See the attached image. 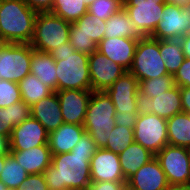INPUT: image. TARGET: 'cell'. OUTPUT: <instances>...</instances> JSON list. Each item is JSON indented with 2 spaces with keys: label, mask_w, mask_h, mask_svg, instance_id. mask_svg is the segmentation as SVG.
<instances>
[{
  "label": "cell",
  "mask_w": 190,
  "mask_h": 190,
  "mask_svg": "<svg viewBox=\"0 0 190 190\" xmlns=\"http://www.w3.org/2000/svg\"><path fill=\"white\" fill-rule=\"evenodd\" d=\"M97 150V144L85 132L71 152L52 154L51 164L43 172L48 190H86L91 183V157Z\"/></svg>",
  "instance_id": "1"
},
{
  "label": "cell",
  "mask_w": 190,
  "mask_h": 190,
  "mask_svg": "<svg viewBox=\"0 0 190 190\" xmlns=\"http://www.w3.org/2000/svg\"><path fill=\"white\" fill-rule=\"evenodd\" d=\"M56 63L57 91L92 90L88 54L80 53L66 42L50 52Z\"/></svg>",
  "instance_id": "2"
},
{
  "label": "cell",
  "mask_w": 190,
  "mask_h": 190,
  "mask_svg": "<svg viewBox=\"0 0 190 190\" xmlns=\"http://www.w3.org/2000/svg\"><path fill=\"white\" fill-rule=\"evenodd\" d=\"M36 15L24 0H0V37L7 43L29 44Z\"/></svg>",
  "instance_id": "3"
},
{
  "label": "cell",
  "mask_w": 190,
  "mask_h": 190,
  "mask_svg": "<svg viewBox=\"0 0 190 190\" xmlns=\"http://www.w3.org/2000/svg\"><path fill=\"white\" fill-rule=\"evenodd\" d=\"M115 113V106L106 91H92L83 127L98 148L107 145L110 132L116 125Z\"/></svg>",
  "instance_id": "4"
},
{
  "label": "cell",
  "mask_w": 190,
  "mask_h": 190,
  "mask_svg": "<svg viewBox=\"0 0 190 190\" xmlns=\"http://www.w3.org/2000/svg\"><path fill=\"white\" fill-rule=\"evenodd\" d=\"M70 24L51 12H38L29 44L35 51L50 53L54 48L69 42Z\"/></svg>",
  "instance_id": "5"
},
{
  "label": "cell",
  "mask_w": 190,
  "mask_h": 190,
  "mask_svg": "<svg viewBox=\"0 0 190 190\" xmlns=\"http://www.w3.org/2000/svg\"><path fill=\"white\" fill-rule=\"evenodd\" d=\"M137 80H149L169 74L160 54V40L150 36L138 40L133 63L128 70Z\"/></svg>",
  "instance_id": "6"
},
{
  "label": "cell",
  "mask_w": 190,
  "mask_h": 190,
  "mask_svg": "<svg viewBox=\"0 0 190 190\" xmlns=\"http://www.w3.org/2000/svg\"><path fill=\"white\" fill-rule=\"evenodd\" d=\"M134 140L156 155L168 145L167 119L141 110L135 126Z\"/></svg>",
  "instance_id": "7"
},
{
  "label": "cell",
  "mask_w": 190,
  "mask_h": 190,
  "mask_svg": "<svg viewBox=\"0 0 190 190\" xmlns=\"http://www.w3.org/2000/svg\"><path fill=\"white\" fill-rule=\"evenodd\" d=\"M105 27L106 20L87 13L70 24L69 43L76 51L89 55L104 38Z\"/></svg>",
  "instance_id": "8"
},
{
  "label": "cell",
  "mask_w": 190,
  "mask_h": 190,
  "mask_svg": "<svg viewBox=\"0 0 190 190\" xmlns=\"http://www.w3.org/2000/svg\"><path fill=\"white\" fill-rule=\"evenodd\" d=\"M31 45L7 43L0 52V80L19 83L30 74Z\"/></svg>",
  "instance_id": "9"
},
{
  "label": "cell",
  "mask_w": 190,
  "mask_h": 190,
  "mask_svg": "<svg viewBox=\"0 0 190 190\" xmlns=\"http://www.w3.org/2000/svg\"><path fill=\"white\" fill-rule=\"evenodd\" d=\"M166 0H123V8L137 30L151 36L161 20Z\"/></svg>",
  "instance_id": "10"
},
{
  "label": "cell",
  "mask_w": 190,
  "mask_h": 190,
  "mask_svg": "<svg viewBox=\"0 0 190 190\" xmlns=\"http://www.w3.org/2000/svg\"><path fill=\"white\" fill-rule=\"evenodd\" d=\"M155 158L159 161L169 185L190 184L188 148L166 145Z\"/></svg>",
  "instance_id": "11"
},
{
  "label": "cell",
  "mask_w": 190,
  "mask_h": 190,
  "mask_svg": "<svg viewBox=\"0 0 190 190\" xmlns=\"http://www.w3.org/2000/svg\"><path fill=\"white\" fill-rule=\"evenodd\" d=\"M138 90L139 81L133 74L126 71L106 92L110 96L116 112L140 113L142 104Z\"/></svg>",
  "instance_id": "12"
},
{
  "label": "cell",
  "mask_w": 190,
  "mask_h": 190,
  "mask_svg": "<svg viewBox=\"0 0 190 190\" xmlns=\"http://www.w3.org/2000/svg\"><path fill=\"white\" fill-rule=\"evenodd\" d=\"M188 11L181 5L164 3L161 20L150 37L157 40L180 39L189 33Z\"/></svg>",
  "instance_id": "13"
},
{
  "label": "cell",
  "mask_w": 190,
  "mask_h": 190,
  "mask_svg": "<svg viewBox=\"0 0 190 190\" xmlns=\"http://www.w3.org/2000/svg\"><path fill=\"white\" fill-rule=\"evenodd\" d=\"M88 66L92 91H106L127 71L98 50L89 54Z\"/></svg>",
  "instance_id": "14"
},
{
  "label": "cell",
  "mask_w": 190,
  "mask_h": 190,
  "mask_svg": "<svg viewBox=\"0 0 190 190\" xmlns=\"http://www.w3.org/2000/svg\"><path fill=\"white\" fill-rule=\"evenodd\" d=\"M59 98L63 123L83 125L92 90L56 91Z\"/></svg>",
  "instance_id": "15"
},
{
  "label": "cell",
  "mask_w": 190,
  "mask_h": 190,
  "mask_svg": "<svg viewBox=\"0 0 190 190\" xmlns=\"http://www.w3.org/2000/svg\"><path fill=\"white\" fill-rule=\"evenodd\" d=\"M49 132L30 116L26 121L13 128L10 136V150L22 151L48 144Z\"/></svg>",
  "instance_id": "16"
},
{
  "label": "cell",
  "mask_w": 190,
  "mask_h": 190,
  "mask_svg": "<svg viewBox=\"0 0 190 190\" xmlns=\"http://www.w3.org/2000/svg\"><path fill=\"white\" fill-rule=\"evenodd\" d=\"M90 174L91 182L126 181L118 154L105 148H98L91 157Z\"/></svg>",
  "instance_id": "17"
},
{
  "label": "cell",
  "mask_w": 190,
  "mask_h": 190,
  "mask_svg": "<svg viewBox=\"0 0 190 190\" xmlns=\"http://www.w3.org/2000/svg\"><path fill=\"white\" fill-rule=\"evenodd\" d=\"M138 40V38L125 37L103 38L97 44V50L128 71L133 63Z\"/></svg>",
  "instance_id": "18"
},
{
  "label": "cell",
  "mask_w": 190,
  "mask_h": 190,
  "mask_svg": "<svg viewBox=\"0 0 190 190\" xmlns=\"http://www.w3.org/2000/svg\"><path fill=\"white\" fill-rule=\"evenodd\" d=\"M126 184L135 190H166L169 186L166 175L155 157L141 166Z\"/></svg>",
  "instance_id": "19"
},
{
  "label": "cell",
  "mask_w": 190,
  "mask_h": 190,
  "mask_svg": "<svg viewBox=\"0 0 190 190\" xmlns=\"http://www.w3.org/2000/svg\"><path fill=\"white\" fill-rule=\"evenodd\" d=\"M142 110L169 119L183 112L180 87L174 86L160 95H152L151 99H141Z\"/></svg>",
  "instance_id": "20"
},
{
  "label": "cell",
  "mask_w": 190,
  "mask_h": 190,
  "mask_svg": "<svg viewBox=\"0 0 190 190\" xmlns=\"http://www.w3.org/2000/svg\"><path fill=\"white\" fill-rule=\"evenodd\" d=\"M31 116L49 133L61 126L63 117L56 92L31 106Z\"/></svg>",
  "instance_id": "21"
},
{
  "label": "cell",
  "mask_w": 190,
  "mask_h": 190,
  "mask_svg": "<svg viewBox=\"0 0 190 190\" xmlns=\"http://www.w3.org/2000/svg\"><path fill=\"white\" fill-rule=\"evenodd\" d=\"M85 132L83 125L63 123L49 133L48 146L51 154L71 152Z\"/></svg>",
  "instance_id": "22"
},
{
  "label": "cell",
  "mask_w": 190,
  "mask_h": 190,
  "mask_svg": "<svg viewBox=\"0 0 190 190\" xmlns=\"http://www.w3.org/2000/svg\"><path fill=\"white\" fill-rule=\"evenodd\" d=\"M10 153L29 175L43 173L51 164L52 154L48 144Z\"/></svg>",
  "instance_id": "23"
},
{
  "label": "cell",
  "mask_w": 190,
  "mask_h": 190,
  "mask_svg": "<svg viewBox=\"0 0 190 190\" xmlns=\"http://www.w3.org/2000/svg\"><path fill=\"white\" fill-rule=\"evenodd\" d=\"M30 73L54 92L57 91L56 63L50 53L35 51L31 46Z\"/></svg>",
  "instance_id": "24"
},
{
  "label": "cell",
  "mask_w": 190,
  "mask_h": 190,
  "mask_svg": "<svg viewBox=\"0 0 190 190\" xmlns=\"http://www.w3.org/2000/svg\"><path fill=\"white\" fill-rule=\"evenodd\" d=\"M121 169L127 181L143 165L155 157L148 149L134 142L118 154Z\"/></svg>",
  "instance_id": "25"
},
{
  "label": "cell",
  "mask_w": 190,
  "mask_h": 190,
  "mask_svg": "<svg viewBox=\"0 0 190 190\" xmlns=\"http://www.w3.org/2000/svg\"><path fill=\"white\" fill-rule=\"evenodd\" d=\"M168 145L190 148V115L185 112L167 119Z\"/></svg>",
  "instance_id": "26"
},
{
  "label": "cell",
  "mask_w": 190,
  "mask_h": 190,
  "mask_svg": "<svg viewBox=\"0 0 190 190\" xmlns=\"http://www.w3.org/2000/svg\"><path fill=\"white\" fill-rule=\"evenodd\" d=\"M111 37L140 39L144 36L137 30L135 24L128 18L126 11L122 8L106 20L104 38Z\"/></svg>",
  "instance_id": "27"
},
{
  "label": "cell",
  "mask_w": 190,
  "mask_h": 190,
  "mask_svg": "<svg viewBox=\"0 0 190 190\" xmlns=\"http://www.w3.org/2000/svg\"><path fill=\"white\" fill-rule=\"evenodd\" d=\"M18 85L21 100L29 107L54 93L51 88L42 83L38 77L31 73L24 77Z\"/></svg>",
  "instance_id": "28"
},
{
  "label": "cell",
  "mask_w": 190,
  "mask_h": 190,
  "mask_svg": "<svg viewBox=\"0 0 190 190\" xmlns=\"http://www.w3.org/2000/svg\"><path fill=\"white\" fill-rule=\"evenodd\" d=\"M160 54L167 72L172 75L185 60L180 39L160 40Z\"/></svg>",
  "instance_id": "29"
},
{
  "label": "cell",
  "mask_w": 190,
  "mask_h": 190,
  "mask_svg": "<svg viewBox=\"0 0 190 190\" xmlns=\"http://www.w3.org/2000/svg\"><path fill=\"white\" fill-rule=\"evenodd\" d=\"M51 13L71 23L88 12L86 0H54Z\"/></svg>",
  "instance_id": "30"
},
{
  "label": "cell",
  "mask_w": 190,
  "mask_h": 190,
  "mask_svg": "<svg viewBox=\"0 0 190 190\" xmlns=\"http://www.w3.org/2000/svg\"><path fill=\"white\" fill-rule=\"evenodd\" d=\"M28 175L27 171L17 162L11 153L4 158V166L1 171L0 180L7 188L19 189L21 183Z\"/></svg>",
  "instance_id": "31"
},
{
  "label": "cell",
  "mask_w": 190,
  "mask_h": 190,
  "mask_svg": "<svg viewBox=\"0 0 190 190\" xmlns=\"http://www.w3.org/2000/svg\"><path fill=\"white\" fill-rule=\"evenodd\" d=\"M175 86L173 75L167 74L165 76L155 77L149 80L139 82V98L151 99L152 95H160Z\"/></svg>",
  "instance_id": "32"
},
{
  "label": "cell",
  "mask_w": 190,
  "mask_h": 190,
  "mask_svg": "<svg viewBox=\"0 0 190 190\" xmlns=\"http://www.w3.org/2000/svg\"><path fill=\"white\" fill-rule=\"evenodd\" d=\"M107 140V145L104 148L116 154H120L129 145L135 142L133 128L115 125Z\"/></svg>",
  "instance_id": "33"
},
{
  "label": "cell",
  "mask_w": 190,
  "mask_h": 190,
  "mask_svg": "<svg viewBox=\"0 0 190 190\" xmlns=\"http://www.w3.org/2000/svg\"><path fill=\"white\" fill-rule=\"evenodd\" d=\"M123 8V0H94L88 5V14L102 20L109 19L114 13Z\"/></svg>",
  "instance_id": "34"
},
{
  "label": "cell",
  "mask_w": 190,
  "mask_h": 190,
  "mask_svg": "<svg viewBox=\"0 0 190 190\" xmlns=\"http://www.w3.org/2000/svg\"><path fill=\"white\" fill-rule=\"evenodd\" d=\"M20 100L21 93L18 83L0 80V108L8 107Z\"/></svg>",
  "instance_id": "35"
},
{
  "label": "cell",
  "mask_w": 190,
  "mask_h": 190,
  "mask_svg": "<svg viewBox=\"0 0 190 190\" xmlns=\"http://www.w3.org/2000/svg\"><path fill=\"white\" fill-rule=\"evenodd\" d=\"M10 123L13 127L26 121L31 116V107L23 100L9 106Z\"/></svg>",
  "instance_id": "36"
},
{
  "label": "cell",
  "mask_w": 190,
  "mask_h": 190,
  "mask_svg": "<svg viewBox=\"0 0 190 190\" xmlns=\"http://www.w3.org/2000/svg\"><path fill=\"white\" fill-rule=\"evenodd\" d=\"M17 190H48L43 173L30 174Z\"/></svg>",
  "instance_id": "37"
},
{
  "label": "cell",
  "mask_w": 190,
  "mask_h": 190,
  "mask_svg": "<svg viewBox=\"0 0 190 190\" xmlns=\"http://www.w3.org/2000/svg\"><path fill=\"white\" fill-rule=\"evenodd\" d=\"M173 79L178 87H190V59L185 58L182 65L174 73Z\"/></svg>",
  "instance_id": "38"
},
{
  "label": "cell",
  "mask_w": 190,
  "mask_h": 190,
  "mask_svg": "<svg viewBox=\"0 0 190 190\" xmlns=\"http://www.w3.org/2000/svg\"><path fill=\"white\" fill-rule=\"evenodd\" d=\"M127 181H101L91 182L86 190H123Z\"/></svg>",
  "instance_id": "39"
},
{
  "label": "cell",
  "mask_w": 190,
  "mask_h": 190,
  "mask_svg": "<svg viewBox=\"0 0 190 190\" xmlns=\"http://www.w3.org/2000/svg\"><path fill=\"white\" fill-rule=\"evenodd\" d=\"M139 113L116 112L114 115L115 123L119 126H125L127 128H134Z\"/></svg>",
  "instance_id": "40"
},
{
  "label": "cell",
  "mask_w": 190,
  "mask_h": 190,
  "mask_svg": "<svg viewBox=\"0 0 190 190\" xmlns=\"http://www.w3.org/2000/svg\"><path fill=\"white\" fill-rule=\"evenodd\" d=\"M13 125L10 123L9 106L0 108V135L11 136Z\"/></svg>",
  "instance_id": "41"
},
{
  "label": "cell",
  "mask_w": 190,
  "mask_h": 190,
  "mask_svg": "<svg viewBox=\"0 0 190 190\" xmlns=\"http://www.w3.org/2000/svg\"><path fill=\"white\" fill-rule=\"evenodd\" d=\"M25 3L34 11L38 12H50L54 0H24Z\"/></svg>",
  "instance_id": "42"
},
{
  "label": "cell",
  "mask_w": 190,
  "mask_h": 190,
  "mask_svg": "<svg viewBox=\"0 0 190 190\" xmlns=\"http://www.w3.org/2000/svg\"><path fill=\"white\" fill-rule=\"evenodd\" d=\"M183 112L190 114V87H180Z\"/></svg>",
  "instance_id": "43"
},
{
  "label": "cell",
  "mask_w": 190,
  "mask_h": 190,
  "mask_svg": "<svg viewBox=\"0 0 190 190\" xmlns=\"http://www.w3.org/2000/svg\"><path fill=\"white\" fill-rule=\"evenodd\" d=\"M10 152V136L0 135V155H9Z\"/></svg>",
  "instance_id": "44"
},
{
  "label": "cell",
  "mask_w": 190,
  "mask_h": 190,
  "mask_svg": "<svg viewBox=\"0 0 190 190\" xmlns=\"http://www.w3.org/2000/svg\"><path fill=\"white\" fill-rule=\"evenodd\" d=\"M182 51L185 58L190 59V35L186 34L180 38Z\"/></svg>",
  "instance_id": "45"
},
{
  "label": "cell",
  "mask_w": 190,
  "mask_h": 190,
  "mask_svg": "<svg viewBox=\"0 0 190 190\" xmlns=\"http://www.w3.org/2000/svg\"><path fill=\"white\" fill-rule=\"evenodd\" d=\"M166 190H190V184H188V185H169Z\"/></svg>",
  "instance_id": "46"
},
{
  "label": "cell",
  "mask_w": 190,
  "mask_h": 190,
  "mask_svg": "<svg viewBox=\"0 0 190 190\" xmlns=\"http://www.w3.org/2000/svg\"><path fill=\"white\" fill-rule=\"evenodd\" d=\"M189 0H166V2L176 4V5H181L183 6L185 3H187Z\"/></svg>",
  "instance_id": "47"
},
{
  "label": "cell",
  "mask_w": 190,
  "mask_h": 190,
  "mask_svg": "<svg viewBox=\"0 0 190 190\" xmlns=\"http://www.w3.org/2000/svg\"><path fill=\"white\" fill-rule=\"evenodd\" d=\"M7 155H0V175H1V171L3 170V166H4V158Z\"/></svg>",
  "instance_id": "48"
},
{
  "label": "cell",
  "mask_w": 190,
  "mask_h": 190,
  "mask_svg": "<svg viewBox=\"0 0 190 190\" xmlns=\"http://www.w3.org/2000/svg\"><path fill=\"white\" fill-rule=\"evenodd\" d=\"M182 7L185 8L188 11V13H189L188 18L190 20V0L187 3H185Z\"/></svg>",
  "instance_id": "49"
},
{
  "label": "cell",
  "mask_w": 190,
  "mask_h": 190,
  "mask_svg": "<svg viewBox=\"0 0 190 190\" xmlns=\"http://www.w3.org/2000/svg\"><path fill=\"white\" fill-rule=\"evenodd\" d=\"M7 44V42L3 39V38H1L0 37V52H1V50L4 48V46Z\"/></svg>",
  "instance_id": "50"
},
{
  "label": "cell",
  "mask_w": 190,
  "mask_h": 190,
  "mask_svg": "<svg viewBox=\"0 0 190 190\" xmlns=\"http://www.w3.org/2000/svg\"><path fill=\"white\" fill-rule=\"evenodd\" d=\"M6 185L0 180V190H6Z\"/></svg>",
  "instance_id": "51"
},
{
  "label": "cell",
  "mask_w": 190,
  "mask_h": 190,
  "mask_svg": "<svg viewBox=\"0 0 190 190\" xmlns=\"http://www.w3.org/2000/svg\"><path fill=\"white\" fill-rule=\"evenodd\" d=\"M123 190H135V189L131 188L130 186H128V185L126 184L125 187L123 188Z\"/></svg>",
  "instance_id": "52"
},
{
  "label": "cell",
  "mask_w": 190,
  "mask_h": 190,
  "mask_svg": "<svg viewBox=\"0 0 190 190\" xmlns=\"http://www.w3.org/2000/svg\"><path fill=\"white\" fill-rule=\"evenodd\" d=\"M94 0H86V4L90 5Z\"/></svg>",
  "instance_id": "53"
},
{
  "label": "cell",
  "mask_w": 190,
  "mask_h": 190,
  "mask_svg": "<svg viewBox=\"0 0 190 190\" xmlns=\"http://www.w3.org/2000/svg\"><path fill=\"white\" fill-rule=\"evenodd\" d=\"M60 190H76V189H72V188H64V189H60Z\"/></svg>",
  "instance_id": "54"
},
{
  "label": "cell",
  "mask_w": 190,
  "mask_h": 190,
  "mask_svg": "<svg viewBox=\"0 0 190 190\" xmlns=\"http://www.w3.org/2000/svg\"><path fill=\"white\" fill-rule=\"evenodd\" d=\"M189 171H190V148H189Z\"/></svg>",
  "instance_id": "55"
}]
</instances>
